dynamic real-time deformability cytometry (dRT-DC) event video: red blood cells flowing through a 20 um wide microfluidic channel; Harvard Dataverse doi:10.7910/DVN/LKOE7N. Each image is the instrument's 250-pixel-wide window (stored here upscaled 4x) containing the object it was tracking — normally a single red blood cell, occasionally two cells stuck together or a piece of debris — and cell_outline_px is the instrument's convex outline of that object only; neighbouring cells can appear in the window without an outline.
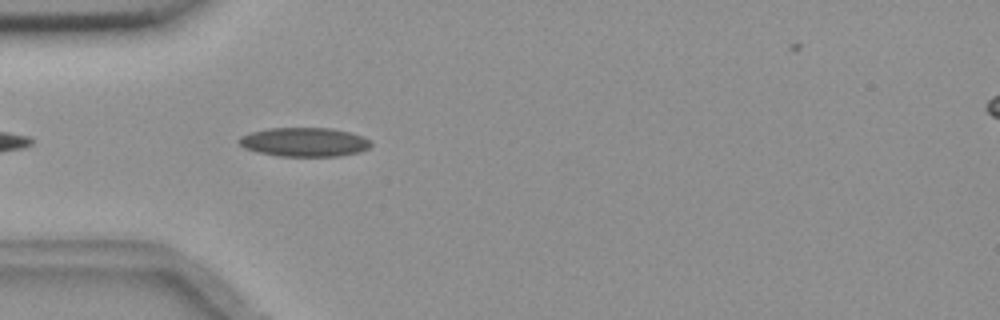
{"species": "common noctule bat (a hibernating species)", "species_latin": "Nyctalus noctula", "temperature_condition": "room temperature", "stored_images_in_passage": 10, "camera_frame_rate_fps": 3000, "um_per_image_px": 0.085, "animal": {"sex": "female", "body_mass_g": 18.4}, "frame": {"image": 1, "passage_image": 4, "time_ms": 1.0, "image_size_px": [1000, 320], "cell_outline_px": [[368, 144], [364, 148], [356, 152], [328, 156], [288, 156], [264, 152], [248, 148], [240, 144], [240, 140], [244, 136], [256, 132], [276, 128], [324, 128], [344, 132], [360, 136], [368, 140]], "centroid_in_image_um": [25.86, 12.07], "position_along_channel_um": 59.1, "area_um2": 20.58}}